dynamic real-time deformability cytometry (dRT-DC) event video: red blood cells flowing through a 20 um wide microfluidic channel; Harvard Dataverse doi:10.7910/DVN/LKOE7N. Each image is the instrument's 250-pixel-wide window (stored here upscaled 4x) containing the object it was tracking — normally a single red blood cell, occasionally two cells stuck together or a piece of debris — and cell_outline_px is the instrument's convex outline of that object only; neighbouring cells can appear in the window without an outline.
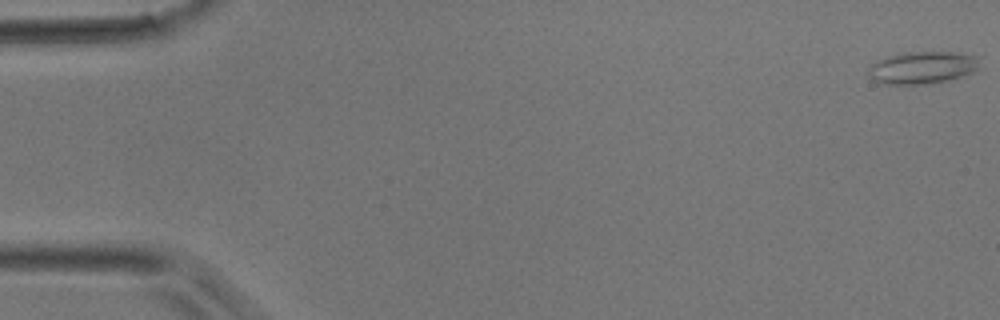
{"species": "common noctule bat (a hibernating species)", "species_latin": "Nyctalus noctula", "temperature_condition": "room temperature", "stored_images_in_passage": 6, "camera_frame_rate_fps": 3000, "um_per_image_px": 0.085, "animal": {"sex": "male", "body_mass_g": 17.9}, "frame": {"image": 1, "passage_image": 1, "time_ms": 0.0, "image_size_px": [1000, 320], "cell_outline_px": [[984, 56], [980, 68], [972, 72], [948, 80], [928, 84], [884, 84], [868, 76], [868, 64], [876, 60], [900, 52], [960, 52]], "centroid_in_image_um": [78.46, 5.72], "position_along_channel_um": 6.5, "area_um2": 21.62}}
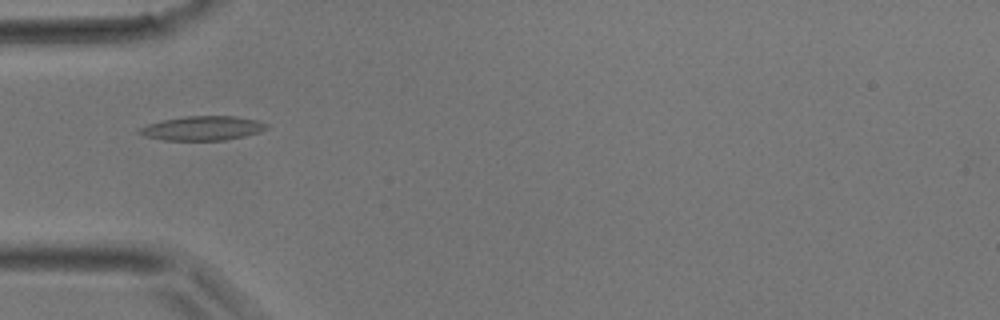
{"frame": {"image": 2, "passage_image": 5, "time_ms": 1.333, "image_size_px": [1000, 320], "cell_outline_px": [[268, 128], [260, 132], [244, 136], [224, 140], [164, 140], [144, 136], [136, 132], [136, 128], [148, 124], [164, 120], [184, 116], [236, 116], [256, 120], [268, 124]], "centroid_in_image_um": [17.19, 10.9], "position_along_channel_um": 67.8, "area_um2": 18.03}}
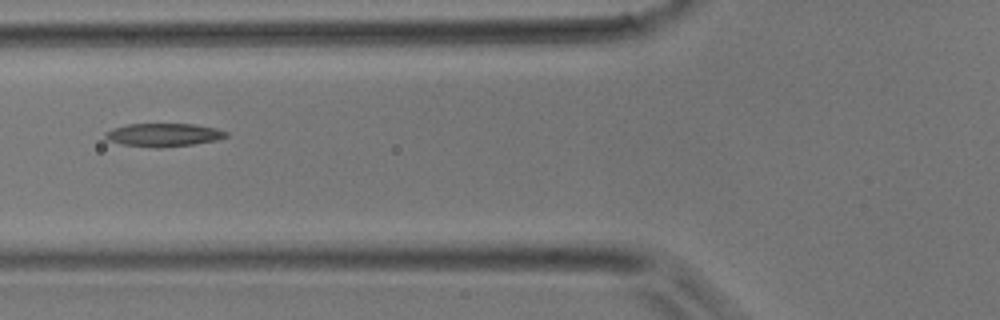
{"frame": {"image": 3, "passage_image": 6, "time_ms": 1.667, "image_size_px": [1000, 320], "cell_outline_px": [[228, 136], [220, 140], [192, 144], [160, 148], [120, 144], [108, 140], [104, 136], [104, 132], [112, 128], [128, 124], [192, 124], [216, 128], [228, 132]], "centroid_in_image_um": [13.9, 11.46], "position_along_channel_um": 111.9, "area_um2": 16.42}}